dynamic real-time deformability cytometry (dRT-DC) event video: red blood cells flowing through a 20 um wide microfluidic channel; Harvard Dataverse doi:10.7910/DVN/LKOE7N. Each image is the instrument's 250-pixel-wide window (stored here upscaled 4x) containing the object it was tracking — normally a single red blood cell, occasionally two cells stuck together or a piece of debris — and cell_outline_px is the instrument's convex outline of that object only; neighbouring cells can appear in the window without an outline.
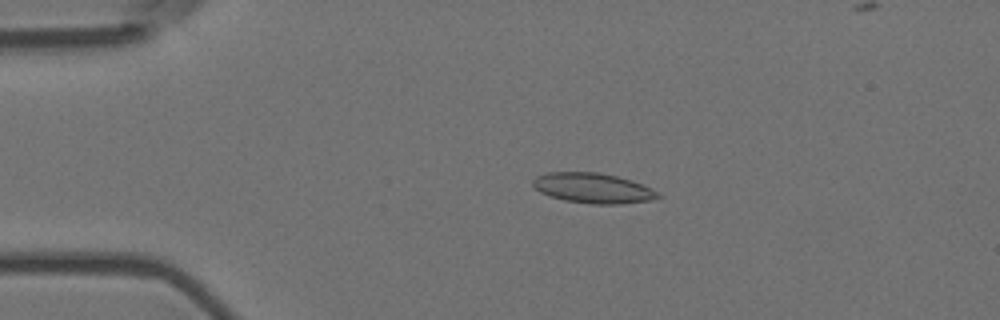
{"species": "Egyptian fruit bat (a non-hibernating species)", "species_latin": "Rousettus aegyptiacus", "temperature_condition": "room temperature", "stored_images_in_passage": 50, "camera_frame_rate_fps": 3000, "um_per_image_px": 0.085, "animal": {"sex": "female"}, "frame": {"image": 1, "passage_image": 5, "time_ms": 1.333, "image_size_px": [1000, 320], "cell_outline_px": [[664, 196], [648, 200], [620, 204], [592, 204], [564, 200], [548, 196], [540, 192], [532, 184], [532, 180], [536, 176], [548, 172], [600, 172], [632, 180], [660, 192]], "centroid_in_image_um": [50.4, 15.98], "position_along_channel_um": 34.6, "area_um2": 22.08}}
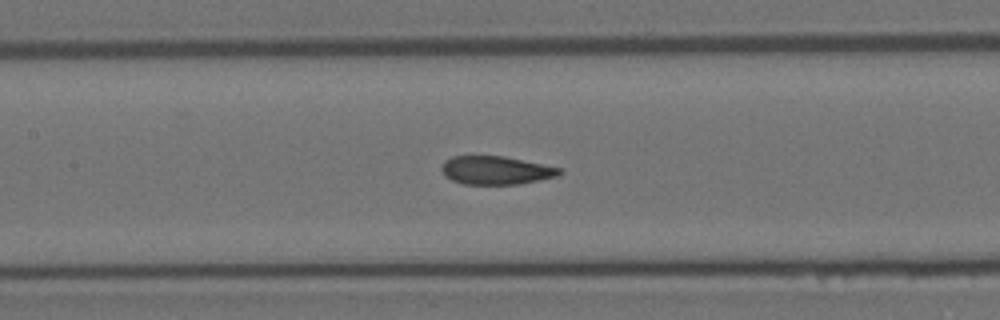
{"frame": {"image": 2, "passage_image": 19, "time_ms": 6.0, "image_size_px": [1000, 320], "cell_outline_px": [[564, 172], [556, 176], [540, 180], [520, 184], [464, 184], [452, 180], [444, 176], [440, 168], [444, 160], [452, 156], [504, 156], [564, 168]], "centroid_in_image_um": [42.17, 14.47], "position_along_channel_um": 165.2, "area_um2": 19.71}}
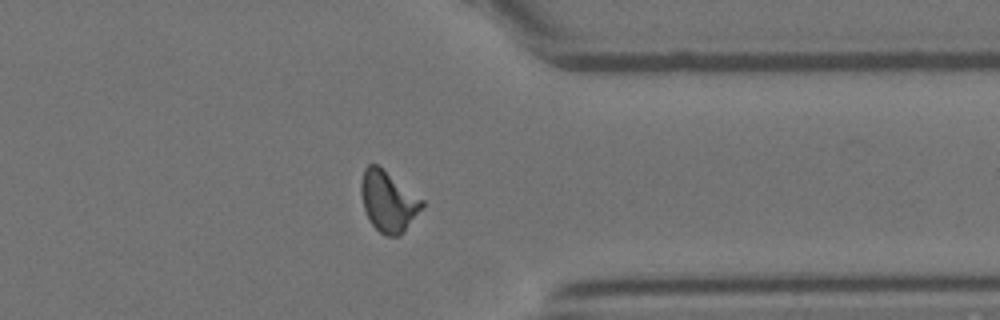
{"frame": {"image": 3, "passage_image": 37, "time_ms": 12.0, "image_size_px": [1000, 320], "cell_outline_px": [[424, 208], [404, 232], [400, 236], [384, 236], [372, 224], [364, 208], [360, 192], [360, 184], [364, 168], [368, 164], [376, 164], [424, 200]], "centroid_in_image_um": [33.02, 17.13], "position_along_channel_um": 378.4, "area_um2": 21.56}, "authors_computed_cell_mechanics": {"area_um2": 20.4323, "velocity_mm_per_s": 3.6829, "shape_relaxation_time_tau1_ms": null, "shape_relaxation_time_tau2_ms": 1.3864, "deformation_change_tau1": null, "deformation_change_tau2": 0.0674}}